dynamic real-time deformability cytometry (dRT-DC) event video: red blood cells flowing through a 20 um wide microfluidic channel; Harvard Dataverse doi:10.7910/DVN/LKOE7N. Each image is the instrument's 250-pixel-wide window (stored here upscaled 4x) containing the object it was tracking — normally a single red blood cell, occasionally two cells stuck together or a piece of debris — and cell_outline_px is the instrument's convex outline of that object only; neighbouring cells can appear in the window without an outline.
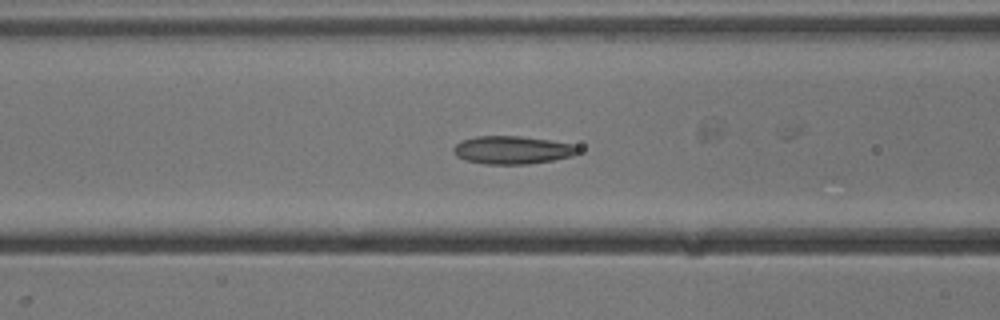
{"species": "common noctule bat (a hibernating species)", "species_latin": "Nyctalus noctula", "temperature_condition": "cold", "stored_images_in_passage": 39, "camera_frame_rate_fps": 3000, "um_per_image_px": 0.085, "animal": {"sex": "male", "body_mass_g": 13.3}, "frame": {"image": 1, "passage_image": 21, "time_ms": 6.667, "image_size_px": [1000, 320], "cell_outline_px": [[580, 152], [572, 156], [552, 160], [528, 164], [484, 164], [464, 160], [456, 156], [452, 152], [452, 148], [460, 140], [476, 136], [520, 136], [548, 140], [572, 144], [580, 148]], "centroid_in_image_um": [43.5, 12.75], "position_along_channel_um": 123.1, "area_um2": 20.46}}
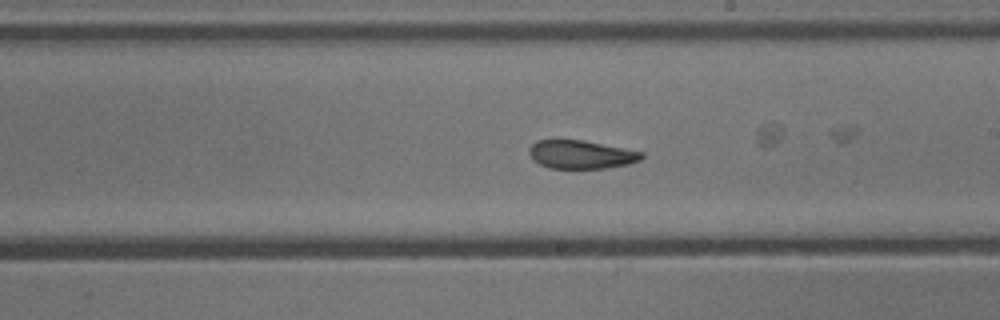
{"frame": {"image": 2, "passage_image": 30, "time_ms": 9.667, "image_size_px": [1000, 320], "cell_outline_px": [[644, 156], [640, 160], [628, 164], [608, 168], [552, 168], [540, 164], [532, 160], [528, 152], [528, 148], [536, 140], [584, 140], [644, 152]], "centroid_in_image_um": [49.38, 13.13], "position_along_channel_um": 239.6, "area_um2": 18.67}}
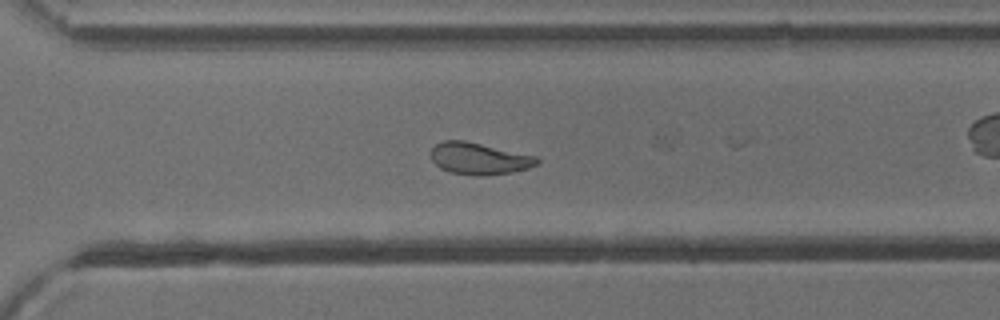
{"frame": {"image": 3, "passage_image": 37, "time_ms": 12.0, "image_size_px": [1000, 320], "cell_outline_px": [[540, 164], [528, 168], [512, 172], [452, 172], [440, 168], [432, 160], [432, 148], [436, 144], [444, 140], [464, 140], [536, 156], [540, 160]], "centroid_in_image_um": [40.74, 13.41], "position_along_channel_um": 329.9, "area_um2": 18.61}}